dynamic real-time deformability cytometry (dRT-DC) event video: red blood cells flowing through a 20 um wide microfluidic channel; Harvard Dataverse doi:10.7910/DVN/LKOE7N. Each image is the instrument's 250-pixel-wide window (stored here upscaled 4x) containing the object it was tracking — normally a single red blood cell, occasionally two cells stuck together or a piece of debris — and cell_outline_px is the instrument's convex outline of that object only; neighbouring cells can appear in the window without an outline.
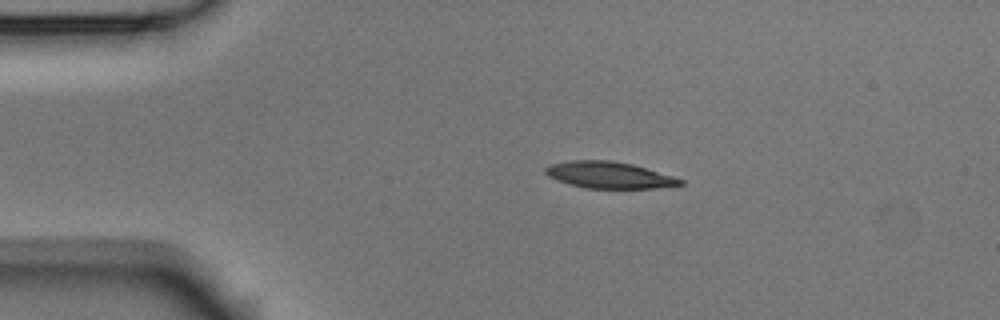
{"species": "Egyptian fruit bat (a non-hibernating species)", "species_latin": "Rousettus aegyptiacus", "temperature_condition": "room temperature", "stored_images_in_passage": 5, "camera_frame_rate_fps": 3000, "um_per_image_px": 0.085, "animal": {"sex": "male"}, "frame": {"image": 1, "passage_image": 4, "time_ms": 1.0, "image_size_px": [1000, 320], "cell_outline_px": [[684, 184], [656, 188], [588, 188], [568, 184], [548, 176], [544, 172], [544, 168], [548, 164], [568, 160], [608, 160], [632, 164], [672, 176], [684, 180]], "centroid_in_image_um": [51.72, 14.87], "position_along_channel_um": 33.3, "area_um2": 20.81}}